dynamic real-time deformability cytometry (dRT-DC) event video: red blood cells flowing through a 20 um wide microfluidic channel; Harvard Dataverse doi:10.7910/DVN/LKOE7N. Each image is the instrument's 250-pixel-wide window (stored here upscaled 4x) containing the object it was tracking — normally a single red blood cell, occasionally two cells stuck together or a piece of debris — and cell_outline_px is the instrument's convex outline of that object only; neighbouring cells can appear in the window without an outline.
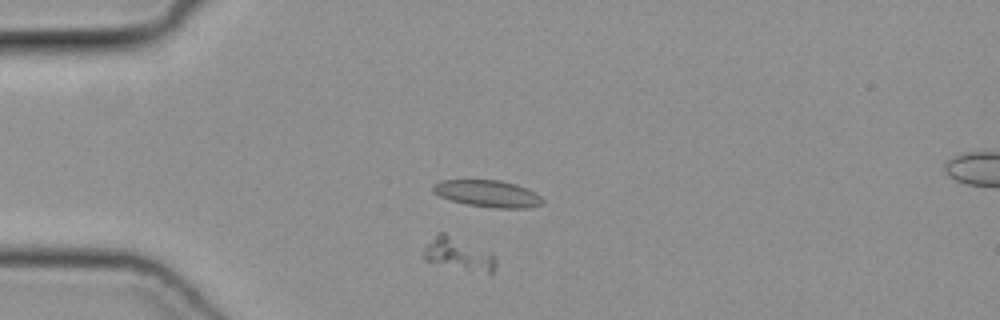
{"species": "common noctule bat (a hibernating species)", "species_latin": "Nyctalus noctula", "temperature_condition": "cold", "stored_images_in_passage": 44, "camera_frame_rate_fps": 3000, "um_per_image_px": 0.085, "animal": {"sex": "female", "body_mass_g": 19.3, "forearm_length_mm": 54.1}, "frame": {"image": 1, "passage_image": 6, "time_ms": 1.667, "image_size_px": [1000, 320], "cell_outline_px": [[496, 264], [492, 272], [488, 276], [428, 260], [420, 256], [424, 248], [436, 232], [444, 232], [492, 252], [496, 260]], "centroid_in_image_um": [39.02, 21.6], "position_along_channel_um": 46.0, "area_um2": 13.93}}
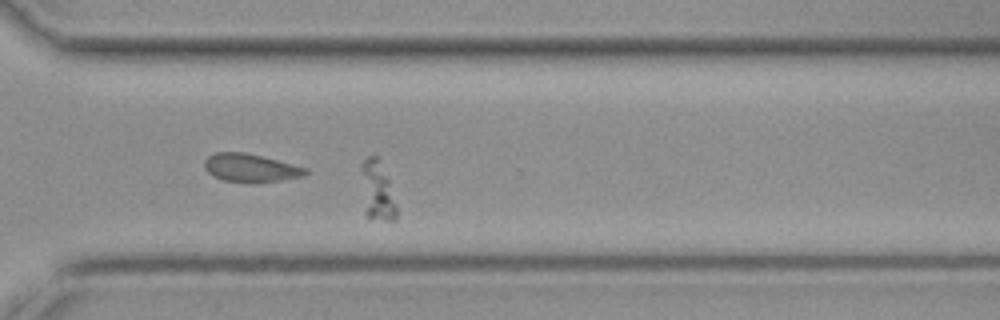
{"frame": {"image": 2, "passage_image": 30, "time_ms": 9.667, "image_size_px": [1000, 320], "cell_outline_px": [[396, 220], [384, 220], [368, 216], [364, 212], [360, 168], [360, 164], [368, 156], [380, 156], [388, 180], [396, 208]], "centroid_in_image_um": [32.02, 16.16], "position_along_channel_um": 338.6, "area_um2": 12.25}}
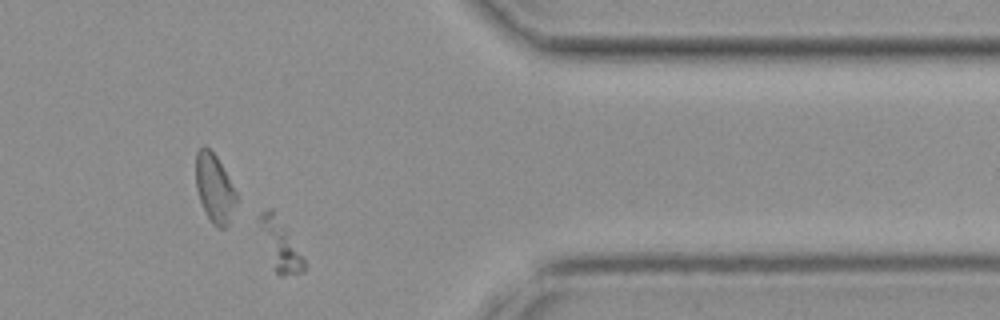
{"frame": {"image": 3, "passage_image": 35, "time_ms": 11.333, "image_size_px": [1000, 320], "cell_outline_px": [[308, 268], [304, 272], [280, 276], [276, 272], [256, 220], [260, 212], [268, 208], [272, 208], [288, 232], [304, 260]], "centroid_in_image_um": [23.81, 20.79], "position_along_channel_um": 387.6, "area_um2": 12.89}}